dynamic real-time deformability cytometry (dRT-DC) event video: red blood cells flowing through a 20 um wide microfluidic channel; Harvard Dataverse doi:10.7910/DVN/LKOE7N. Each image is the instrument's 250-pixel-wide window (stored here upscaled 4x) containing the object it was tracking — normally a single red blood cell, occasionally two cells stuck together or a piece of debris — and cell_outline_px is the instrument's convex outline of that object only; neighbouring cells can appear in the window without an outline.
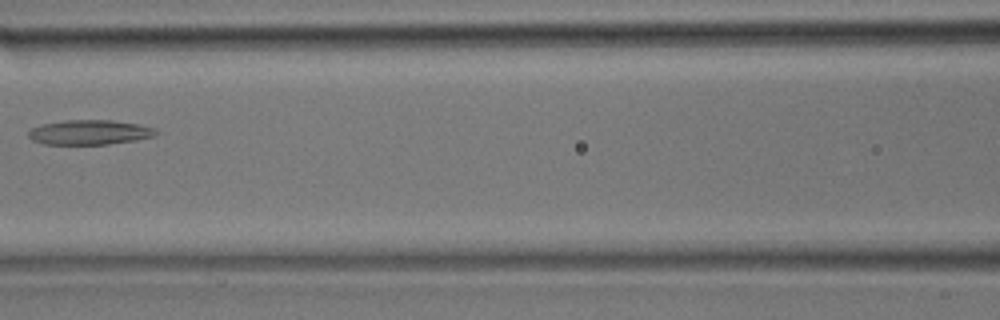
{"species": "common noctule bat (a hibernating species)", "species_latin": "Nyctalus noctula", "temperature_condition": "room temperature", "stored_images_in_passage": 35, "camera_frame_rate_fps": 3000, "um_per_image_px": 0.085, "animal": {"sex": "male", "body_mass_g": 17.9}, "frame": {"image": 1, "passage_image": 16, "time_ms": 5.0, "image_size_px": [1000, 320], "cell_outline_px": [[160, 132], [156, 136], [136, 140], [108, 144], [44, 144], [32, 140], [28, 136], [28, 132], [32, 128], [44, 124], [64, 120], [112, 120], [140, 124], [156, 128]], "centroid_in_image_um": [7.68, 11.24], "position_along_channel_um": 158.9, "area_um2": 18.5}}
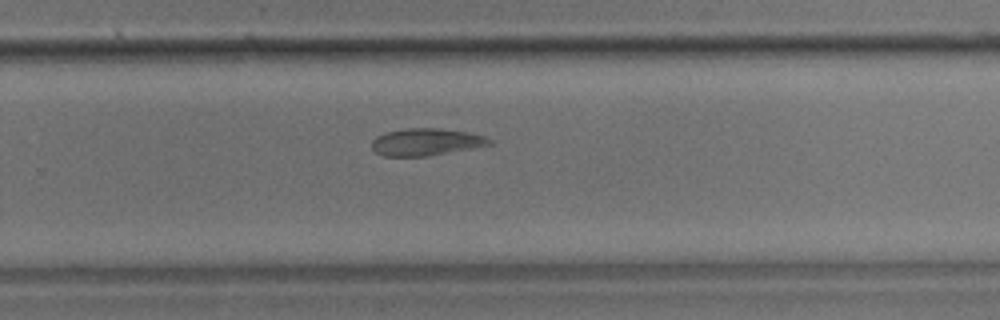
{"frame": {"image": 2, "passage_image": 23, "time_ms": 7.333, "image_size_px": [1000, 320], "cell_outline_px": [[492, 144], [472, 148], [428, 156], [384, 156], [376, 152], [372, 148], [372, 140], [376, 136], [384, 132], [404, 128], [436, 128], [468, 132], [484, 136], [492, 140]], "centroid_in_image_um": [36.18, 12.06], "position_along_channel_um": 293.6, "area_um2": 18.61}}
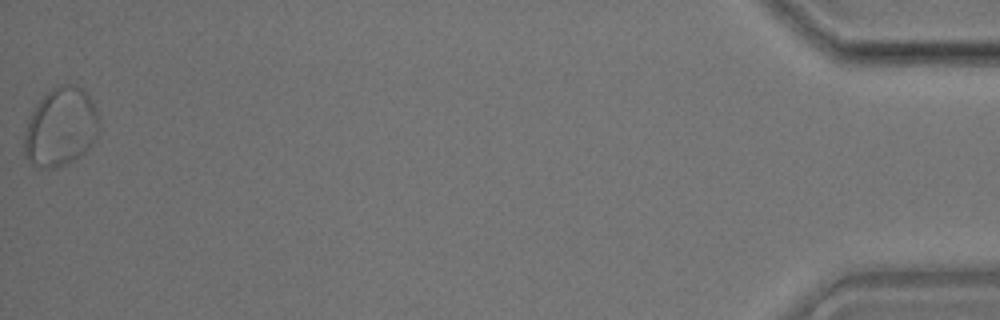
{"frame": {"image": 3, "passage_image": 35, "time_ms": 11.333, "image_size_px": [1000, 320], "cell_outline_px": [[96, 136], [92, 144], [76, 160], [68, 164], [56, 168], [44, 168], [32, 164], [24, 156], [24, 132], [28, 120], [36, 104], [48, 92], [64, 84], [72, 84], [80, 88], [92, 100], [96, 112]], "centroid_in_image_um": [5.11, 10.85], "position_along_channel_um": 430.1, "area_um2": 33.76}}